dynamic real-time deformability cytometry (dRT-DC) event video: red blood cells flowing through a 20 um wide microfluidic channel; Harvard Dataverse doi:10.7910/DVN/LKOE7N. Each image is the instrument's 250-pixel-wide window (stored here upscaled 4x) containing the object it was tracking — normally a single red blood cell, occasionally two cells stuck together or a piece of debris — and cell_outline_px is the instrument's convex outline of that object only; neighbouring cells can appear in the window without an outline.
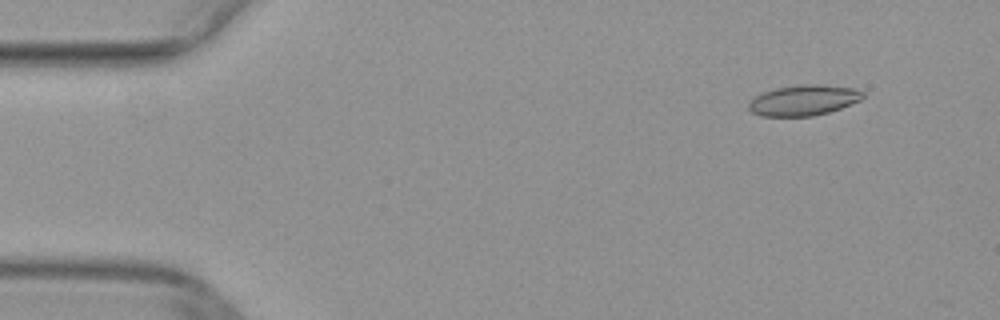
{"species": "common noctule bat (a hibernating species)", "species_latin": "Nyctalus noctula", "temperature_condition": "warm", "stored_images_in_passage": 42, "camera_frame_rate_fps": 3000, "um_per_image_px": 0.085, "animal": {"sex": "female", "body_mass_g": 29.2, "forearm_length_mm": 56.3}, "frame": {"image": 1, "passage_image": 2, "time_ms": 0.333, "image_size_px": [1000, 320], "cell_outline_px": [[864, 96], [860, 100], [840, 108], [828, 112], [812, 116], [760, 116], [752, 112], [748, 108], [748, 104], [752, 96], [776, 88], [800, 84], [820, 84], [856, 88], [864, 92]], "centroid_in_image_um": [68.28, 8.51], "position_along_channel_um": 16.7, "area_um2": 20.46}}
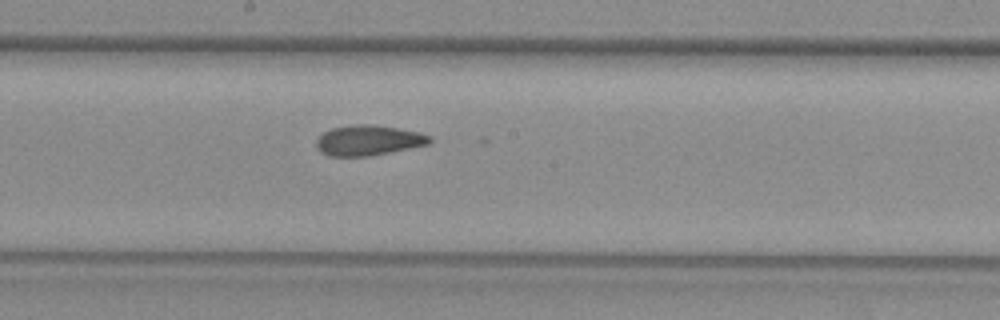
{"frame": {"image": 2, "passage_image": 24, "time_ms": 7.667, "image_size_px": [1000, 320], "cell_outline_px": [[432, 140], [428, 144], [368, 156], [328, 156], [320, 152], [316, 148], [316, 140], [324, 132], [332, 128], [352, 124], [372, 124], [420, 132], [432, 136]], "centroid_in_image_um": [31.29, 11.92], "position_along_channel_um": 216.9, "area_um2": 19.94}}
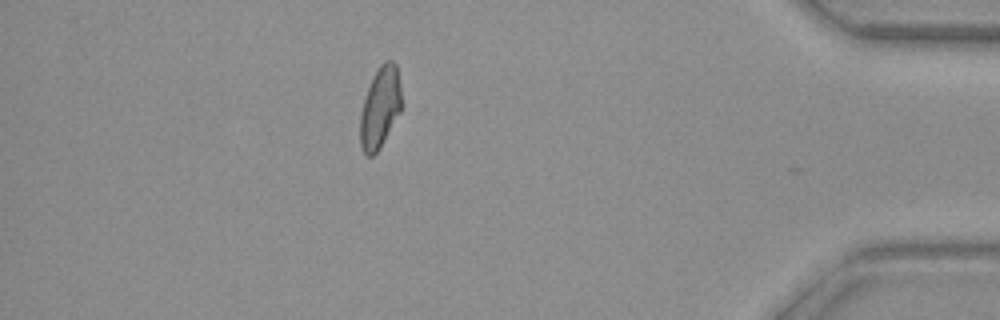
{"frame": {"image": 3, "passage_image": 41, "time_ms": 13.333, "image_size_px": [1000, 320], "cell_outline_px": [[400, 112], [380, 148], [372, 156], [364, 156], [360, 148], [360, 112], [372, 76], [380, 64], [384, 60], [392, 60], [396, 64], [400, 84]], "centroid_in_image_um": [32.28, 9.15], "position_along_channel_um": 402.9, "area_um2": 19.59}}